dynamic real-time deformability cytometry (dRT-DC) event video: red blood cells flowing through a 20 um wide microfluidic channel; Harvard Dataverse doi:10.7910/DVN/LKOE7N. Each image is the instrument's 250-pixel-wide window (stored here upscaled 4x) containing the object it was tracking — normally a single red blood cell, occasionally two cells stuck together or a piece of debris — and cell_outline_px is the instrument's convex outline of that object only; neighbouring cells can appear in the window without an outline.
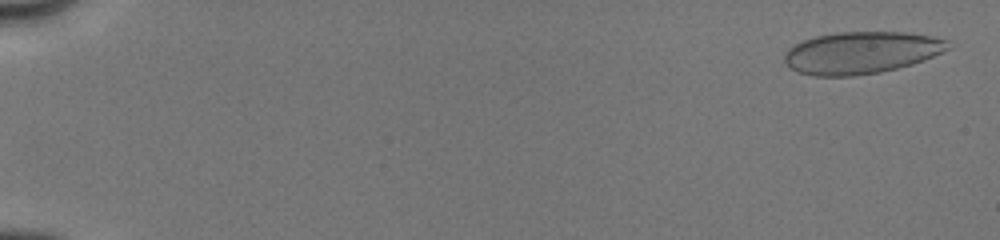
{"species": "human", "species_latin": "Homo sapiens", "temperature_condition": "cold", "stored_images_in_passage": 7, "camera_frame_rate_fps": 3000, "um_per_image_px": 0.085, "donor": {"sex": "male"}, "frame": {"image": 1, "passage_image": 1, "time_ms": 0.0, "image_size_px": [1000, 240], "cell_outline_px": [[952, 48], [924, 60], [912, 64], [880, 72], [856, 76], [812, 76], [796, 72], [784, 60], [784, 52], [788, 48], [804, 40], [816, 36], [840, 32], [908, 32], [932, 36], [948, 40]], "centroid_in_image_um": [73.23, 4.48], "position_along_channel_um": 11.8, "area_um2": 40.29}}